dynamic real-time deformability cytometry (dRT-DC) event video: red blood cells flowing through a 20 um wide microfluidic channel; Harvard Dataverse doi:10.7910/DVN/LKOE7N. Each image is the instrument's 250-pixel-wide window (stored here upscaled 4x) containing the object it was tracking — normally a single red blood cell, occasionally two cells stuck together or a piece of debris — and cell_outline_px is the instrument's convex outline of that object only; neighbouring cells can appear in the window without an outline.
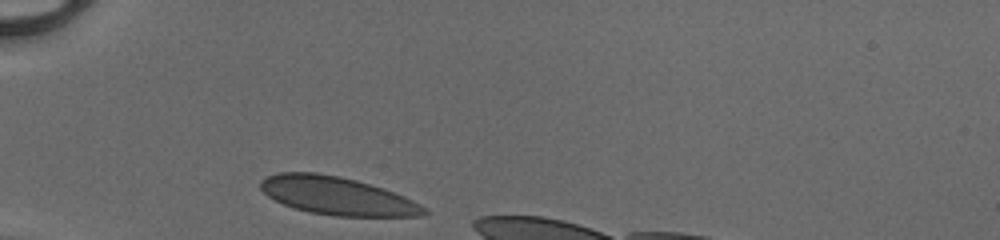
{"species": "human", "species_latin": "Homo sapiens", "temperature_condition": "cold", "stored_images_in_passage": 6, "camera_frame_rate_fps": 3000, "um_per_image_px": 0.085, "donor": {"sex": "male"}, "frame": {"image": 1, "passage_image": 1, "time_ms": 0.0, "image_size_px": [1000, 240], "cell_outline_px": [[428, 212], [424, 216], [336, 216], [308, 212], [284, 204], [268, 196], [260, 188], [260, 180], [268, 176], [280, 172], [316, 172], [340, 176], [356, 180], [384, 188], [404, 196], [420, 204]], "centroid_in_image_um": [28.66, 16.64], "position_along_channel_um": 56.3, "area_um2": 36.13}}